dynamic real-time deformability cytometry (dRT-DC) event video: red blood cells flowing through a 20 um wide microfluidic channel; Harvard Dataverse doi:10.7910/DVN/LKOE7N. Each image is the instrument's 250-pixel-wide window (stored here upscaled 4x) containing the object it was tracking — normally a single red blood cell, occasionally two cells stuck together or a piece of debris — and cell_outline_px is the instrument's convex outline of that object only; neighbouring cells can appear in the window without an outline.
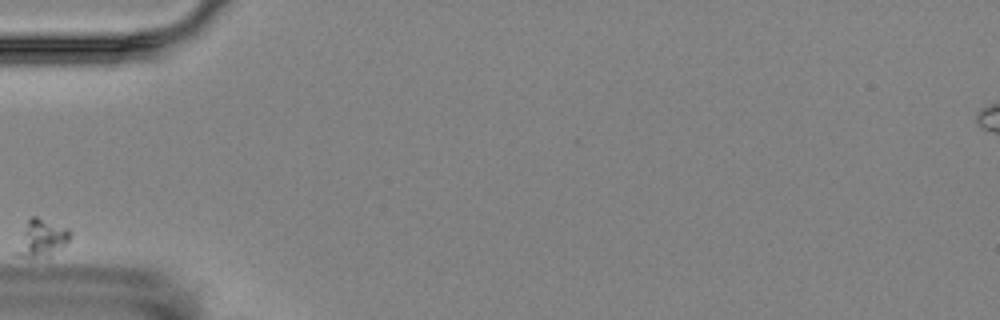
{"species": "Egyptian fruit bat (a non-hibernating species)", "species_latin": "Rousettus aegyptiacus", "temperature_condition": "room temperature", "stored_images_in_passage": 1, "camera_frame_rate_fps": 3000, "um_per_image_px": 0.085, "animal": {"sex": "female"}, "frame": {"image": 1, "passage_image": 1, "time_ms": 0.0, "image_size_px": [1000, 320], "cell_outline_px": [[72, 236], [60, 248], [48, 256], [16, 256], [16, 252], [28, 220], [32, 216], [36, 216], [68, 228], [72, 232]], "centroid_in_image_um": [3.59, 20.22], "position_along_channel_um": 81.4, "area_um2": 11.04}}